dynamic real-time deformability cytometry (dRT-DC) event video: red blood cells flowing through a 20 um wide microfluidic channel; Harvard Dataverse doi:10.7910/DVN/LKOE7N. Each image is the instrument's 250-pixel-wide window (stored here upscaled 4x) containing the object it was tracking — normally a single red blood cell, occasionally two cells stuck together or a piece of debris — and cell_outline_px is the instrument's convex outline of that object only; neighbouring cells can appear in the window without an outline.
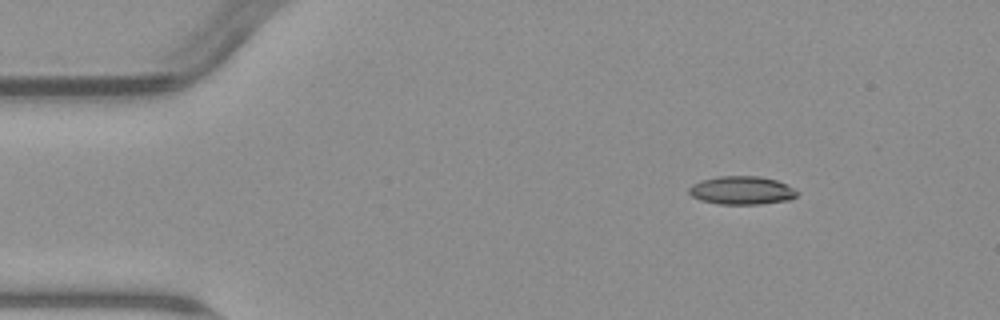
{"species": "common noctule bat (a hibernating species)", "species_latin": "Nyctalus noctula", "temperature_condition": "warm", "stored_images_in_passage": 3, "camera_frame_rate_fps": 3000, "um_per_image_px": 0.085, "animal": {"sex": "male", "body_mass_g": 23.1, "forearm_length_mm": 52.7}, "frame": {"image": 1, "passage_image": 1, "time_ms": 0.0, "image_size_px": [1000, 320], "cell_outline_px": [[800, 192], [792, 200], [760, 204], [720, 204], [700, 200], [692, 196], [688, 192], [688, 188], [692, 184], [700, 180], [720, 176], [760, 176], [776, 180]], "centroid_in_image_um": [63.04, 16.18], "position_along_channel_um": 22.0, "area_um2": 17.92}}